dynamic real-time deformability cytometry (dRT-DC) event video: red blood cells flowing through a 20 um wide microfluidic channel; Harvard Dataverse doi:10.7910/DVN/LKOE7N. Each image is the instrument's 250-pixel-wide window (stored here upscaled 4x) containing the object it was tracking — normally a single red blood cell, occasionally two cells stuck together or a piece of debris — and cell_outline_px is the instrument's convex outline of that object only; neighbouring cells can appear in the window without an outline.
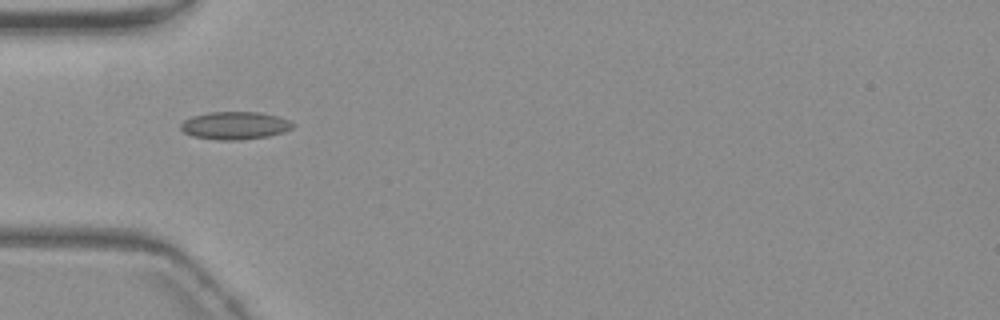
{"species": "common noctule bat (a hibernating species)", "species_latin": "Nyctalus noctula", "temperature_condition": "warm", "stored_images_in_passage": 39, "camera_frame_rate_fps": 3000, "um_per_image_px": 0.085, "animal": {"sex": "female", "body_mass_g": 19.3, "forearm_length_mm": 54.1}, "frame": {"image": 1, "passage_image": 1, "time_ms": 0.0, "image_size_px": [1000, 320], "cell_outline_px": [[296, 124], [292, 128], [284, 132], [268, 136], [240, 140], [220, 140], [192, 136], [184, 132], [180, 128], [180, 124], [184, 120], [192, 116], [208, 112], [260, 112], [280, 116]], "centroid_in_image_um": [19.98, 10.66], "position_along_channel_um": 65.0, "area_um2": 18.26}}
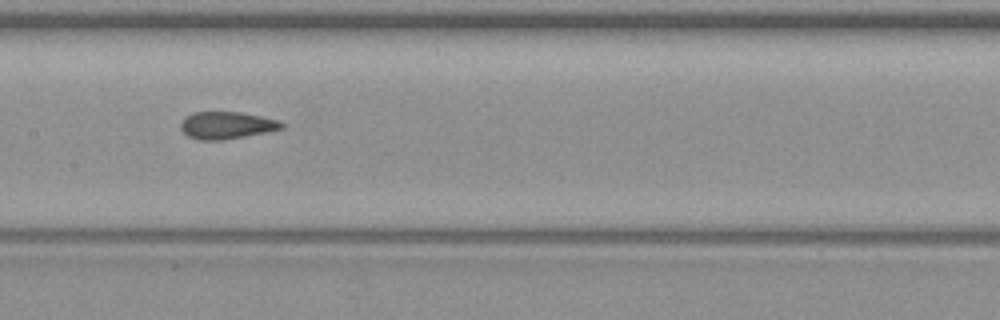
{"frame": {"image": 2, "passage_image": 11, "time_ms": 3.333, "image_size_px": [1000, 320], "cell_outline_px": [[284, 128], [268, 132], [220, 140], [200, 140], [188, 136], [180, 128], [180, 124], [192, 112], [240, 112], [280, 120], [284, 124]], "centroid_in_image_um": [19.3, 10.65], "position_along_channel_um": 188.1, "area_um2": 15.9}}
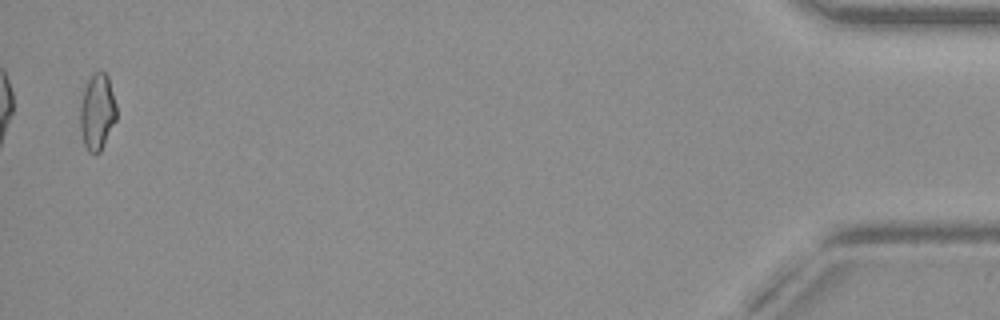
{"frame": {"image": 3, "passage_image": 38, "time_ms": 12.333, "image_size_px": [1000, 320], "cell_outline_px": [[116, 120], [100, 152], [96, 156], [88, 152], [84, 144], [80, 128], [80, 104], [84, 88], [88, 80], [96, 72], [104, 72], [108, 76], [116, 104]], "centroid_in_image_um": [8.26, 9.55], "position_along_channel_um": 426.9, "area_um2": 16.18}, "authors_computed_cell_mechanics": {"area_um2": 16.3574, "velocity_mm_per_s": 3.709, "shape_relaxation_time_tau1_ms": null, "shape_relaxation_time_tau2_ms": 1.3966, "deformation_change_tau1": null, "deformation_change_tau2": 0.0694}}